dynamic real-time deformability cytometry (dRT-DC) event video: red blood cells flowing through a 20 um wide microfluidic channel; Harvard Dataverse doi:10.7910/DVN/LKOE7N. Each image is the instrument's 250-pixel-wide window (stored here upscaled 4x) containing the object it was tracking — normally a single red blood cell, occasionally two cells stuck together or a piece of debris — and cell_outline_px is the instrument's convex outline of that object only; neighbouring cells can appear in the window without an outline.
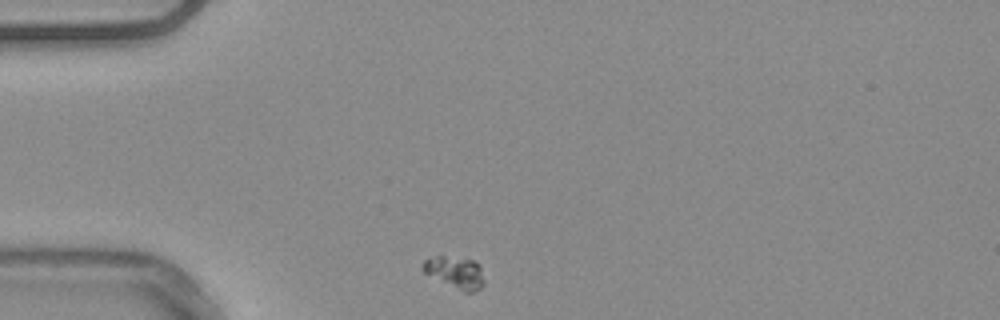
{"species": "common noctule bat (a hibernating species)", "species_latin": "Nyctalus noctula", "temperature_condition": "warm", "stored_images_in_passage": 35, "camera_frame_rate_fps": 3000, "um_per_image_px": 0.085, "animal": {"sex": "male", "body_mass_g": 20.4}, "frame": {"image": 1, "passage_image": 1, "time_ms": 0.0, "image_size_px": [1000, 320], "cell_outline_px": [[484, 284], [480, 288], [472, 292], [464, 292], [424, 272], [420, 268], [420, 264], [424, 260], [436, 256], [444, 256], [472, 260], [480, 268], [484, 280]], "centroid_in_image_um": [38.66, 23.15], "position_along_channel_um": 46.3, "area_um2": 11.1}}
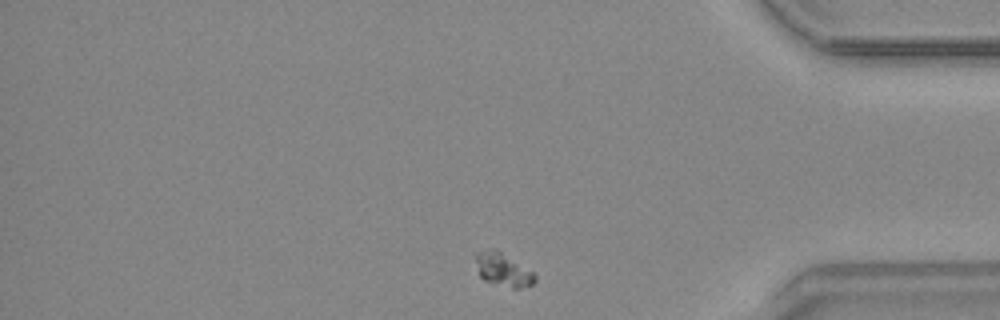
{"frame": {"image": 2, "passage_image": 35, "time_ms": 11.333, "image_size_px": [1000, 320], "cell_outline_px": [[536, 280], [532, 284], [520, 288], [512, 288], [484, 280], [480, 276], [476, 260], [476, 256], [480, 252], [488, 248], [496, 248], [532, 272], [536, 276]], "centroid_in_image_um": [42.76, 22.92], "position_along_channel_um": 392.4, "area_um2": 11.16}}